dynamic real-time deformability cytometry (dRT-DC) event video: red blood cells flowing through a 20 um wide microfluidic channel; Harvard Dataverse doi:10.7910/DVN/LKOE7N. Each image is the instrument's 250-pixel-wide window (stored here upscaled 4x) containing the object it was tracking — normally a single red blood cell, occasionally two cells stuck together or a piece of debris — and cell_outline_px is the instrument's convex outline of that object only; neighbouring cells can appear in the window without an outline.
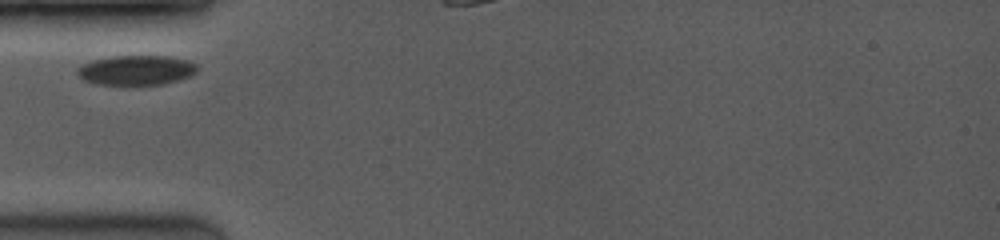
{"species": "common noctule bat (a hibernating species)", "species_latin": "Nyctalus noctula", "temperature_condition": "room temperature", "stored_images_in_passage": 5, "camera_frame_rate_fps": 3500, "um_per_image_px": 0.085, "animal": {"sex": "female", "body_mass_g": 19.0, "forearm_length_mm": 53.3}, "frame": {"image": 1, "passage_image": 1, "time_ms": 0.0, "image_size_px": [1000, 240], "cell_outline_px": [[200, 68], [196, 72], [188, 76], [164, 84], [96, 84], [84, 80], [76, 72], [76, 68], [92, 60], [112, 56], [168, 56], [188, 60], [196, 64]], "centroid_in_image_um": [11.58, 5.95], "position_along_channel_um": 73.4, "area_um2": 20.63}}